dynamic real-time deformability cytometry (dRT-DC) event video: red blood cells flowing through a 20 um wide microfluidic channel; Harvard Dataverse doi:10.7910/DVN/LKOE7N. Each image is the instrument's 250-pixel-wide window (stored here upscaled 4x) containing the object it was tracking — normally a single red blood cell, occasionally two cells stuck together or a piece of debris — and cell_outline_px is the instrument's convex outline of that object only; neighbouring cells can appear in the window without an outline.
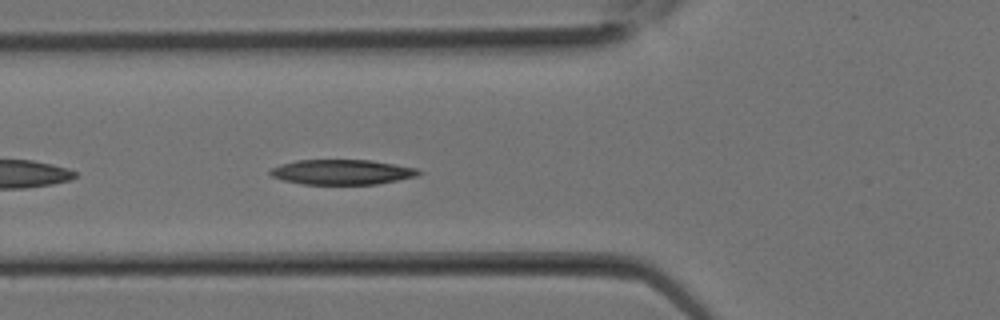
{"species": "Egyptian fruit bat (a non-hibernating species)", "species_latin": "Rousettus aegyptiacus", "temperature_condition": "room temperature", "stored_images_in_passage": 10, "camera_frame_rate_fps": 3000, "um_per_image_px": 0.085, "animal": {"sex": "female"}, "frame": {"image": 1, "passage_image": 10, "time_ms": 3.0, "image_size_px": [1000, 320], "cell_outline_px": [[424, 172], [416, 176], [376, 184], [304, 184], [284, 180], [272, 176], [268, 172], [272, 168], [280, 164], [296, 160], [372, 160], [396, 164], [416, 168]], "centroid_in_image_um": [29.08, 14.61], "position_along_channel_um": 96.7, "area_um2": 21.56}}